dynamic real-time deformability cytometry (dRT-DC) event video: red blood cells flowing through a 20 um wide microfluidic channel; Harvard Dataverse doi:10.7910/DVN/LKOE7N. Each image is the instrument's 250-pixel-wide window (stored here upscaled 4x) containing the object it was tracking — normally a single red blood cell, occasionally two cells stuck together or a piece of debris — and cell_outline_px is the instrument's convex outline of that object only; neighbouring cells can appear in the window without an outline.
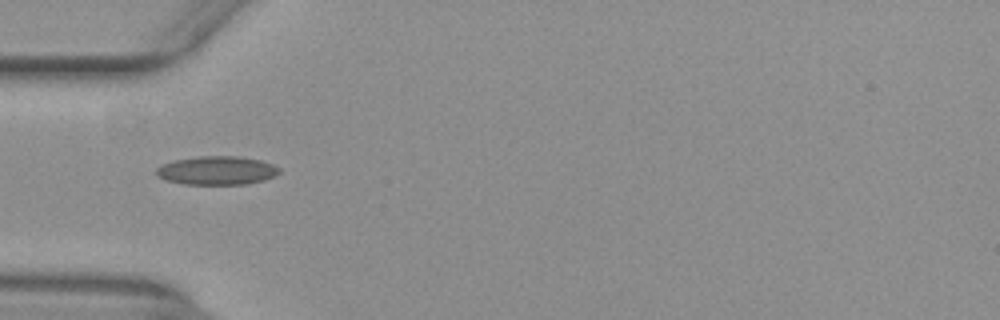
{"species": "common noctule bat (a hibernating species)", "species_latin": "Nyctalus noctula", "temperature_condition": "warm", "stored_images_in_passage": 14, "camera_frame_rate_fps": 3000, "um_per_image_px": 0.085, "animal": {"sex": "female", "body_mass_g": 29.2, "forearm_length_mm": 56.3}, "frame": {"image": 1, "passage_image": 1, "time_ms": 0.0, "image_size_px": [1000, 320], "cell_outline_px": [[280, 172], [264, 180], [248, 184], [184, 184], [164, 180], [156, 176], [156, 168], [164, 164], [176, 160], [200, 156], [240, 156], [260, 160], [272, 164], [280, 168]], "centroid_in_image_um": [18.43, 14.49], "position_along_channel_um": 66.6, "area_um2": 20.46}}
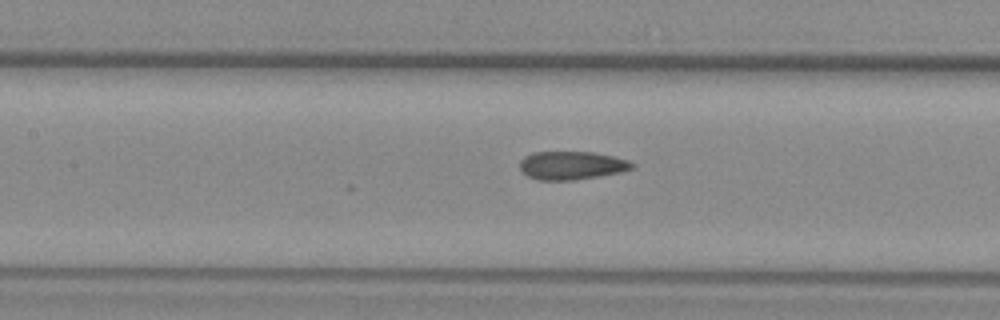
{"frame": {"image": 2, "passage_image": 8, "time_ms": 2.333, "image_size_px": [1000, 320], "cell_outline_px": [[636, 164], [632, 168], [620, 172], [576, 180], [536, 180], [528, 176], [520, 168], [520, 160], [524, 156], [532, 152], [592, 152], [612, 156], [628, 160]], "centroid_in_image_um": [48.57, 14.06], "position_along_channel_um": 158.8, "area_um2": 18.5}}
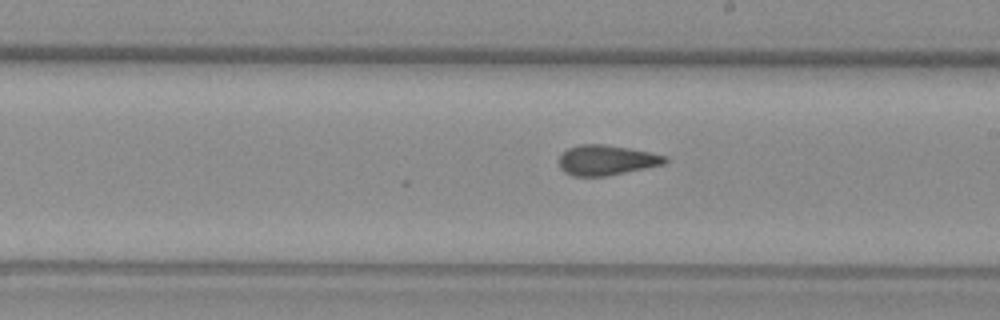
{"frame": {"image": 3, "passage_image": 14, "time_ms": 4.333, "image_size_px": [1000, 320], "cell_outline_px": [[668, 160], [664, 164], [608, 176], [572, 176], [564, 172], [560, 168], [560, 156], [568, 148], [580, 144], [604, 144], [628, 148], [668, 156]], "centroid_in_image_um": [51.55, 13.62], "position_along_channel_um": 237.5, "area_um2": 18.55}}